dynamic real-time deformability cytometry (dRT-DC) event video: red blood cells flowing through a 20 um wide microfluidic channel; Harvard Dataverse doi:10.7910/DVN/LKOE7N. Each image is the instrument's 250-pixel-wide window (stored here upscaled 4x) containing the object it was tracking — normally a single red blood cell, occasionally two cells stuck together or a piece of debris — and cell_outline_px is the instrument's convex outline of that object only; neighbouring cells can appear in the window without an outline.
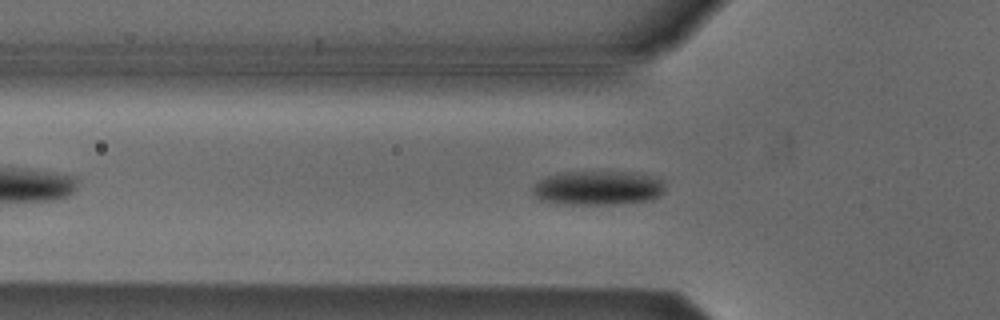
{"species": "Egyptian fruit bat (a non-hibernating species)", "species_latin": "Rousettus aegyptiacus", "temperature_condition": "cold", "stored_images_in_passage": 32, "camera_frame_rate_fps": 3000, "um_per_image_px": 0.085, "animal": {"sex": "male"}, "frame": {"image": 1, "passage_image": 3, "time_ms": 0.667, "image_size_px": [1000, 320], "cell_outline_px": [[664, 188], [660, 196], [652, 200], [616, 204], [560, 204], [540, 200], [532, 196], [532, 188], [540, 180], [548, 176], [568, 172], [624, 172], [648, 176], [660, 180], [664, 184]], "centroid_in_image_um": [50.78, 16.0], "position_along_channel_um": 75.0, "area_um2": 26.18}}
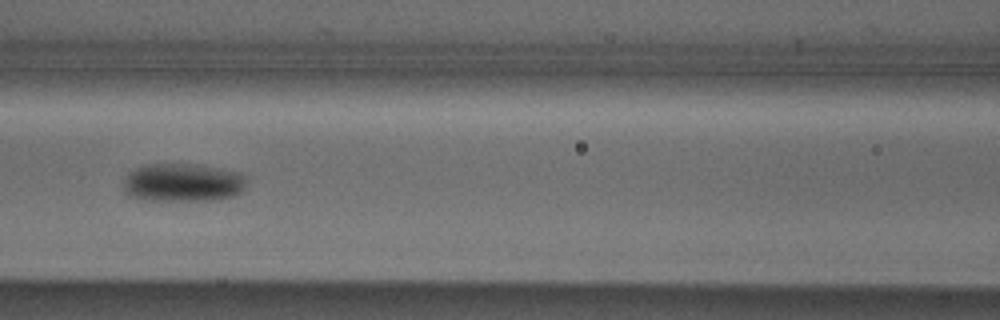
{"frame": {"image": 2, "passage_image": 9, "time_ms": 2.667, "image_size_px": [1000, 320], "cell_outline_px": [[248, 184], [236, 196], [220, 200], [144, 200], [132, 196], [124, 192], [124, 180], [128, 172], [144, 164], [184, 164], [216, 168], [240, 172], [244, 176]], "centroid_in_image_um": [15.55, 15.53], "position_along_channel_um": 151.0, "area_um2": 27.57}}
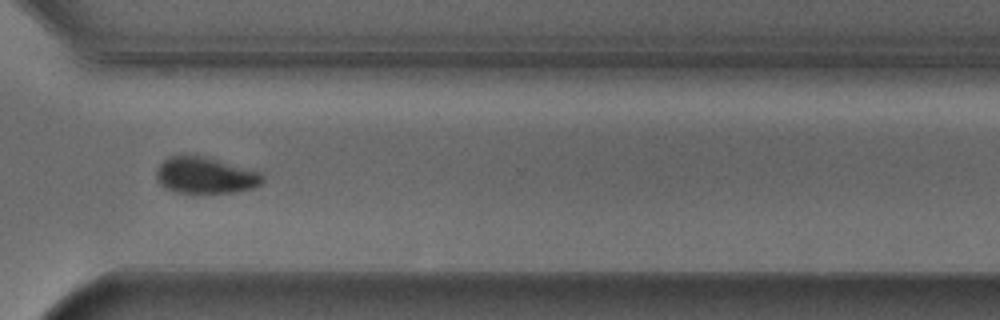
{"frame": {"image": 3, "passage_image": 25, "time_ms": 8.0, "image_size_px": [1000, 320], "cell_outline_px": [[264, 180], [260, 184], [252, 188], [236, 192], [204, 196], [192, 196], [176, 192], [164, 188], [156, 180], [156, 168], [168, 156], [204, 156], [260, 172], [264, 176]], "centroid_in_image_um": [17.42, 14.98], "position_along_channel_um": 353.2, "area_um2": 23.35}, "authors_computed_cell_mechanics": {"area_um2": 25.6632, "velocity_mm_per_s": 3.7876, "shape_relaxation_time_tau1_ms": 4.4529, "shape_relaxation_time_tau2_ms": null, "deformation_change_tau1": 0.1294, "deformation_change_tau2": null}}